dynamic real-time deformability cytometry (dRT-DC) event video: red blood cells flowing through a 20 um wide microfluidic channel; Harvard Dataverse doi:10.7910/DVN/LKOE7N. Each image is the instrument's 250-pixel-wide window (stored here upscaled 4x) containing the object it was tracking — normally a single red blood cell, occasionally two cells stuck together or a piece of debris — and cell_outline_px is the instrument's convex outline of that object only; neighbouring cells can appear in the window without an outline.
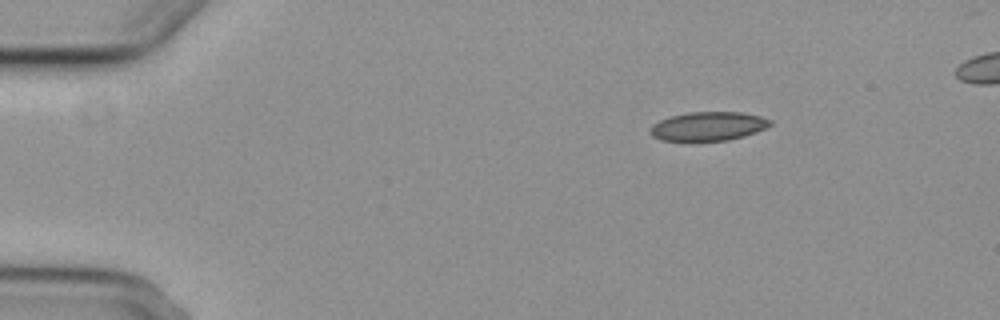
{"species": "common noctule bat (a hibernating species)", "species_latin": "Nyctalus noctula", "temperature_condition": "cold", "stored_images_in_passage": 4, "camera_frame_rate_fps": 3000, "um_per_image_px": 0.085, "animal": {"sex": "female", "body_mass_g": 29.2, "forearm_length_mm": 56.3}, "frame": {"image": 1, "passage_image": 1, "time_ms": 0.0, "image_size_px": [1000, 320], "cell_outline_px": [[772, 124], [756, 132], [744, 136], [728, 140], [660, 140], [652, 136], [648, 132], [648, 128], [652, 124], [660, 120], [672, 116], [688, 112], [740, 112], [760, 116], [772, 120]], "centroid_in_image_um": [60.17, 10.72], "position_along_channel_um": 24.8, "area_um2": 20.11}}